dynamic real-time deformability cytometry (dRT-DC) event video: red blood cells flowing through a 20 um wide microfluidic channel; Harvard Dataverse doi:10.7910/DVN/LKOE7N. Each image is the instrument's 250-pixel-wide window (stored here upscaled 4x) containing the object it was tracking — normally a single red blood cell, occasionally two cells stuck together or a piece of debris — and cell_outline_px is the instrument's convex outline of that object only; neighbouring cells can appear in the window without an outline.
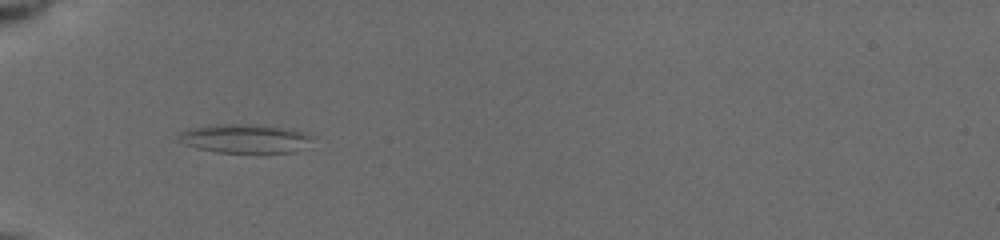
{"species": "common noctule bat (a hibernating species)", "species_latin": "Nyctalus noctula", "temperature_condition": "cold", "stored_images_in_passage": 14, "camera_frame_rate_fps": 3000, "um_per_image_px": 0.085, "animal": {"sex": "female", "body_mass_g": 19.5, "forearm_length_mm": 54.1}, "frame": {"image": 1, "passage_image": 12, "time_ms": 6.0, "image_size_px": [1000, 240], "cell_outline_px": [[312, 136], [296, 152], [216, 152], [196, 148], [184, 144], [176, 140], [176, 136], [180, 132], [196, 128], [216, 124], [248, 124], [292, 128]], "centroid_in_image_um": [20.74, 11.77], "position_along_channel_um": 64.3, "area_um2": 22.14}}